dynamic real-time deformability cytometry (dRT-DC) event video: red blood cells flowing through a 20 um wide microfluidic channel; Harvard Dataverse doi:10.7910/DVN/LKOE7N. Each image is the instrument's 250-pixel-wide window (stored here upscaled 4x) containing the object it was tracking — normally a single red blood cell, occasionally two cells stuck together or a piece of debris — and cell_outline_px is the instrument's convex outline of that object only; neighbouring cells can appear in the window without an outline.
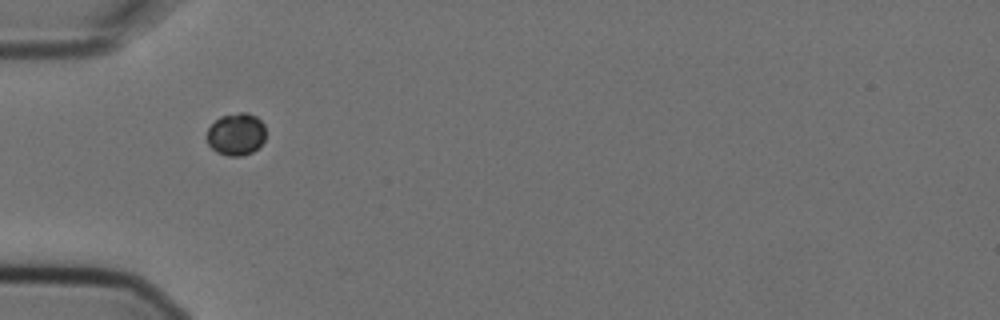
{"species": "Egyptian fruit bat (a non-hibernating species)", "species_latin": "Rousettus aegyptiacus", "temperature_condition": "cold", "stored_images_in_passage": 15, "camera_frame_rate_fps": 3000, "um_per_image_px": 0.085, "animal": {"sex": "female"}, "frame": {"image": 1, "passage_image": 5, "time_ms": 1.333, "image_size_px": [1000, 320], "cell_outline_px": [[264, 140], [252, 152], [240, 156], [228, 156], [216, 152], [208, 144], [208, 128], [220, 116], [240, 112], [248, 112], [256, 116], [264, 124]], "centroid_in_image_um": [20.07, 11.4], "position_along_channel_um": 64.9, "area_um2": 14.39}}
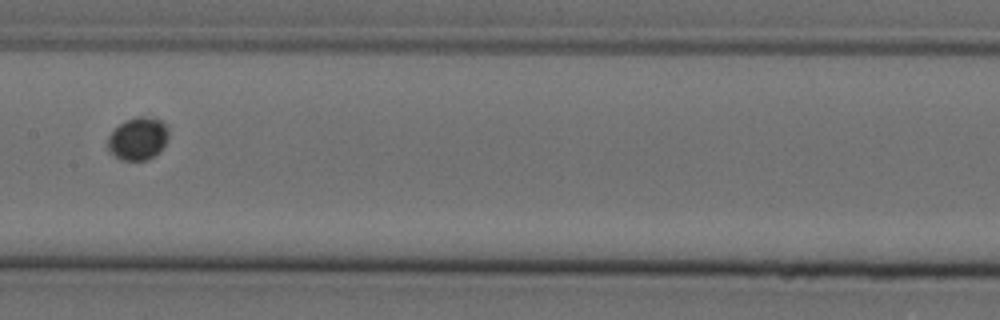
{"frame": {"image": 2, "passage_image": 8, "time_ms": 2.333, "image_size_px": [1000, 320], "cell_outline_px": [[168, 136], [164, 144], [148, 160], [120, 160], [108, 152], [108, 136], [124, 120], [136, 116], [140, 116], [160, 120], [168, 128]], "centroid_in_image_um": [11.68, 11.79], "position_along_channel_um": 195.7, "area_um2": 14.91}}
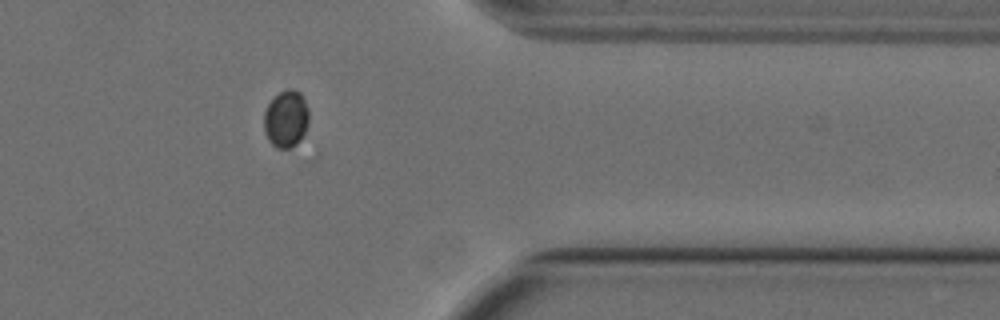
{"frame": {"image": 3, "passage_image": 13, "time_ms": 4.0, "image_size_px": [1000, 320], "cell_outline_px": [[308, 124], [304, 132], [296, 144], [288, 148], [276, 148], [268, 140], [264, 132], [264, 112], [268, 104], [280, 92], [288, 88], [292, 88], [300, 92], [308, 108]], "centroid_in_image_um": [24.3, 10.1], "position_along_channel_um": 387.1, "area_um2": 14.85}}